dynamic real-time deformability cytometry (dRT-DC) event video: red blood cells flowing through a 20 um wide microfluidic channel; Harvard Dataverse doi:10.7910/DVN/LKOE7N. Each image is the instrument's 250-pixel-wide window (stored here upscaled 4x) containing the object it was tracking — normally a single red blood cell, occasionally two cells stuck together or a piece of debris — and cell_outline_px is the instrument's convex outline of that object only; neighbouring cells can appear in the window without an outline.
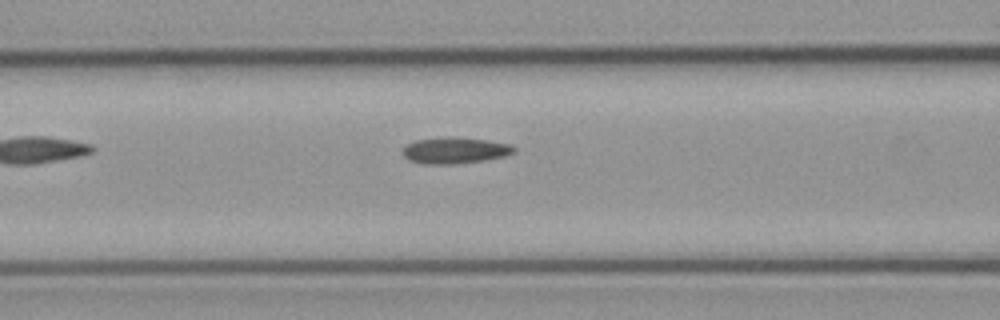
{"species": "common noctule bat (a hibernating species)", "species_latin": "Nyctalus noctula", "temperature_condition": "cold", "stored_images_in_passage": 5, "camera_frame_rate_fps": 3000, "um_per_image_px": 0.085, "animal": {"sex": "male", "body_mass_g": 23.1, "forearm_length_mm": 52.7}, "frame": {"image": 1, "passage_image": 5, "time_ms": 5.0, "image_size_px": [1000, 320], "cell_outline_px": [[516, 152], [504, 156], [484, 160], [452, 164], [424, 164], [408, 160], [400, 152], [408, 144], [416, 140], [448, 136], [452, 136], [484, 140], [512, 144], [516, 148]], "centroid_in_image_um": [38.66, 12.78], "position_along_channel_um": 127.9, "area_um2": 17.11}}